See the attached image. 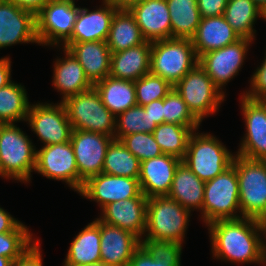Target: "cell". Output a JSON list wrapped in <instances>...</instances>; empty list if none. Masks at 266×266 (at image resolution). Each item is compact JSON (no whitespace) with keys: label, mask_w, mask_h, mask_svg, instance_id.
I'll return each instance as SVG.
<instances>
[{"label":"cell","mask_w":266,"mask_h":266,"mask_svg":"<svg viewBox=\"0 0 266 266\" xmlns=\"http://www.w3.org/2000/svg\"><path fill=\"white\" fill-rule=\"evenodd\" d=\"M14 261L12 259L0 256V266H13Z\"/></svg>","instance_id":"obj_50"},{"label":"cell","mask_w":266,"mask_h":266,"mask_svg":"<svg viewBox=\"0 0 266 266\" xmlns=\"http://www.w3.org/2000/svg\"><path fill=\"white\" fill-rule=\"evenodd\" d=\"M171 19V38L192 39L201 21L197 0H166Z\"/></svg>","instance_id":"obj_33"},{"label":"cell","mask_w":266,"mask_h":266,"mask_svg":"<svg viewBox=\"0 0 266 266\" xmlns=\"http://www.w3.org/2000/svg\"><path fill=\"white\" fill-rule=\"evenodd\" d=\"M100 261V227L93 220L72 240L63 266H81Z\"/></svg>","instance_id":"obj_29"},{"label":"cell","mask_w":266,"mask_h":266,"mask_svg":"<svg viewBox=\"0 0 266 266\" xmlns=\"http://www.w3.org/2000/svg\"><path fill=\"white\" fill-rule=\"evenodd\" d=\"M139 178L100 173L89 177L79 194L95 201L100 210L107 204L131 198H147L140 189Z\"/></svg>","instance_id":"obj_14"},{"label":"cell","mask_w":266,"mask_h":266,"mask_svg":"<svg viewBox=\"0 0 266 266\" xmlns=\"http://www.w3.org/2000/svg\"><path fill=\"white\" fill-rule=\"evenodd\" d=\"M22 222L14 218L3 207H0V233L15 230Z\"/></svg>","instance_id":"obj_46"},{"label":"cell","mask_w":266,"mask_h":266,"mask_svg":"<svg viewBox=\"0 0 266 266\" xmlns=\"http://www.w3.org/2000/svg\"><path fill=\"white\" fill-rule=\"evenodd\" d=\"M15 123L0 124V176L29 183L36 164V146Z\"/></svg>","instance_id":"obj_2"},{"label":"cell","mask_w":266,"mask_h":266,"mask_svg":"<svg viewBox=\"0 0 266 266\" xmlns=\"http://www.w3.org/2000/svg\"><path fill=\"white\" fill-rule=\"evenodd\" d=\"M157 126L143 106L135 105L116 116L114 139L120 141L124 136L138 132L152 133Z\"/></svg>","instance_id":"obj_37"},{"label":"cell","mask_w":266,"mask_h":266,"mask_svg":"<svg viewBox=\"0 0 266 266\" xmlns=\"http://www.w3.org/2000/svg\"><path fill=\"white\" fill-rule=\"evenodd\" d=\"M11 62L8 56L0 58V89L12 81Z\"/></svg>","instance_id":"obj_48"},{"label":"cell","mask_w":266,"mask_h":266,"mask_svg":"<svg viewBox=\"0 0 266 266\" xmlns=\"http://www.w3.org/2000/svg\"><path fill=\"white\" fill-rule=\"evenodd\" d=\"M253 41L241 38L233 44L209 51L199 57L198 64L224 95L226 94L223 87L239 74Z\"/></svg>","instance_id":"obj_13"},{"label":"cell","mask_w":266,"mask_h":266,"mask_svg":"<svg viewBox=\"0 0 266 266\" xmlns=\"http://www.w3.org/2000/svg\"><path fill=\"white\" fill-rule=\"evenodd\" d=\"M73 129L114 137V116L103 104L95 87L66 98L63 102Z\"/></svg>","instance_id":"obj_8"},{"label":"cell","mask_w":266,"mask_h":266,"mask_svg":"<svg viewBox=\"0 0 266 266\" xmlns=\"http://www.w3.org/2000/svg\"><path fill=\"white\" fill-rule=\"evenodd\" d=\"M62 48L75 56L93 85L109 76L111 51L106 41L66 43Z\"/></svg>","instance_id":"obj_23"},{"label":"cell","mask_w":266,"mask_h":266,"mask_svg":"<svg viewBox=\"0 0 266 266\" xmlns=\"http://www.w3.org/2000/svg\"><path fill=\"white\" fill-rule=\"evenodd\" d=\"M191 212L176 200L154 196L147 200L146 229L142 239H154L183 244Z\"/></svg>","instance_id":"obj_3"},{"label":"cell","mask_w":266,"mask_h":266,"mask_svg":"<svg viewBox=\"0 0 266 266\" xmlns=\"http://www.w3.org/2000/svg\"><path fill=\"white\" fill-rule=\"evenodd\" d=\"M34 172L57 181L65 182L70 189L80 192L84 180L79 176L71 142L42 146L36 150Z\"/></svg>","instance_id":"obj_11"},{"label":"cell","mask_w":266,"mask_h":266,"mask_svg":"<svg viewBox=\"0 0 266 266\" xmlns=\"http://www.w3.org/2000/svg\"><path fill=\"white\" fill-rule=\"evenodd\" d=\"M148 198H131L107 204L98 218L105 224L128 230L144 238Z\"/></svg>","instance_id":"obj_19"},{"label":"cell","mask_w":266,"mask_h":266,"mask_svg":"<svg viewBox=\"0 0 266 266\" xmlns=\"http://www.w3.org/2000/svg\"><path fill=\"white\" fill-rule=\"evenodd\" d=\"M141 162L121 141L113 140L107 148L102 173L139 178Z\"/></svg>","instance_id":"obj_35"},{"label":"cell","mask_w":266,"mask_h":266,"mask_svg":"<svg viewBox=\"0 0 266 266\" xmlns=\"http://www.w3.org/2000/svg\"><path fill=\"white\" fill-rule=\"evenodd\" d=\"M75 3V0H50L41 8L36 14L39 45L59 47L71 39L80 9Z\"/></svg>","instance_id":"obj_10"},{"label":"cell","mask_w":266,"mask_h":266,"mask_svg":"<svg viewBox=\"0 0 266 266\" xmlns=\"http://www.w3.org/2000/svg\"><path fill=\"white\" fill-rule=\"evenodd\" d=\"M182 246L178 242L141 239L128 266H181Z\"/></svg>","instance_id":"obj_27"},{"label":"cell","mask_w":266,"mask_h":266,"mask_svg":"<svg viewBox=\"0 0 266 266\" xmlns=\"http://www.w3.org/2000/svg\"><path fill=\"white\" fill-rule=\"evenodd\" d=\"M113 140L111 136L73 129L70 142L79 176L84 181L102 173L106 151Z\"/></svg>","instance_id":"obj_16"},{"label":"cell","mask_w":266,"mask_h":266,"mask_svg":"<svg viewBox=\"0 0 266 266\" xmlns=\"http://www.w3.org/2000/svg\"><path fill=\"white\" fill-rule=\"evenodd\" d=\"M173 88L200 122L218 112L226 97L199 64Z\"/></svg>","instance_id":"obj_9"},{"label":"cell","mask_w":266,"mask_h":266,"mask_svg":"<svg viewBox=\"0 0 266 266\" xmlns=\"http://www.w3.org/2000/svg\"><path fill=\"white\" fill-rule=\"evenodd\" d=\"M33 235L23 223L11 232L0 233V256L15 262L39 240Z\"/></svg>","instance_id":"obj_38"},{"label":"cell","mask_w":266,"mask_h":266,"mask_svg":"<svg viewBox=\"0 0 266 266\" xmlns=\"http://www.w3.org/2000/svg\"><path fill=\"white\" fill-rule=\"evenodd\" d=\"M264 259H265V266H266V254H264Z\"/></svg>","instance_id":"obj_56"},{"label":"cell","mask_w":266,"mask_h":266,"mask_svg":"<svg viewBox=\"0 0 266 266\" xmlns=\"http://www.w3.org/2000/svg\"><path fill=\"white\" fill-rule=\"evenodd\" d=\"M240 107L245 122L237 155L251 160L266 159V107L259 101L240 96Z\"/></svg>","instance_id":"obj_15"},{"label":"cell","mask_w":266,"mask_h":266,"mask_svg":"<svg viewBox=\"0 0 266 266\" xmlns=\"http://www.w3.org/2000/svg\"><path fill=\"white\" fill-rule=\"evenodd\" d=\"M64 56L54 61L53 88L60 92L61 102L66 98L85 92L94 85L88 80L85 71L75 56L62 48Z\"/></svg>","instance_id":"obj_24"},{"label":"cell","mask_w":266,"mask_h":266,"mask_svg":"<svg viewBox=\"0 0 266 266\" xmlns=\"http://www.w3.org/2000/svg\"><path fill=\"white\" fill-rule=\"evenodd\" d=\"M21 9L30 11L35 15L50 0H9Z\"/></svg>","instance_id":"obj_47"},{"label":"cell","mask_w":266,"mask_h":266,"mask_svg":"<svg viewBox=\"0 0 266 266\" xmlns=\"http://www.w3.org/2000/svg\"><path fill=\"white\" fill-rule=\"evenodd\" d=\"M136 102L139 106L148 105L150 102L163 99L173 86L163 78L148 73L134 81Z\"/></svg>","instance_id":"obj_40"},{"label":"cell","mask_w":266,"mask_h":266,"mask_svg":"<svg viewBox=\"0 0 266 266\" xmlns=\"http://www.w3.org/2000/svg\"><path fill=\"white\" fill-rule=\"evenodd\" d=\"M129 10L146 41L171 38V19L166 0H143Z\"/></svg>","instance_id":"obj_21"},{"label":"cell","mask_w":266,"mask_h":266,"mask_svg":"<svg viewBox=\"0 0 266 266\" xmlns=\"http://www.w3.org/2000/svg\"><path fill=\"white\" fill-rule=\"evenodd\" d=\"M264 21H266V12L264 13Z\"/></svg>","instance_id":"obj_55"},{"label":"cell","mask_w":266,"mask_h":266,"mask_svg":"<svg viewBox=\"0 0 266 266\" xmlns=\"http://www.w3.org/2000/svg\"><path fill=\"white\" fill-rule=\"evenodd\" d=\"M259 101L266 107V94L262 96Z\"/></svg>","instance_id":"obj_54"},{"label":"cell","mask_w":266,"mask_h":266,"mask_svg":"<svg viewBox=\"0 0 266 266\" xmlns=\"http://www.w3.org/2000/svg\"><path fill=\"white\" fill-rule=\"evenodd\" d=\"M103 1L112 5L116 9L129 10L136 3L142 2L143 0H103Z\"/></svg>","instance_id":"obj_49"},{"label":"cell","mask_w":266,"mask_h":266,"mask_svg":"<svg viewBox=\"0 0 266 266\" xmlns=\"http://www.w3.org/2000/svg\"><path fill=\"white\" fill-rule=\"evenodd\" d=\"M200 213L205 227L217 220L241 218L238 179L233 165L214 179L205 182Z\"/></svg>","instance_id":"obj_7"},{"label":"cell","mask_w":266,"mask_h":266,"mask_svg":"<svg viewBox=\"0 0 266 266\" xmlns=\"http://www.w3.org/2000/svg\"><path fill=\"white\" fill-rule=\"evenodd\" d=\"M30 105L25 86L12 80L0 89V124L26 121Z\"/></svg>","instance_id":"obj_34"},{"label":"cell","mask_w":266,"mask_h":266,"mask_svg":"<svg viewBox=\"0 0 266 266\" xmlns=\"http://www.w3.org/2000/svg\"><path fill=\"white\" fill-rule=\"evenodd\" d=\"M100 227L101 262L107 266H128L141 239L128 230L94 220Z\"/></svg>","instance_id":"obj_18"},{"label":"cell","mask_w":266,"mask_h":266,"mask_svg":"<svg viewBox=\"0 0 266 266\" xmlns=\"http://www.w3.org/2000/svg\"><path fill=\"white\" fill-rule=\"evenodd\" d=\"M198 61L192 39L170 38L152 42L150 73L167 80L172 86Z\"/></svg>","instance_id":"obj_5"},{"label":"cell","mask_w":266,"mask_h":266,"mask_svg":"<svg viewBox=\"0 0 266 266\" xmlns=\"http://www.w3.org/2000/svg\"><path fill=\"white\" fill-rule=\"evenodd\" d=\"M232 165L236 168L239 186L241 218L266 219V163L251 160L235 153Z\"/></svg>","instance_id":"obj_6"},{"label":"cell","mask_w":266,"mask_h":266,"mask_svg":"<svg viewBox=\"0 0 266 266\" xmlns=\"http://www.w3.org/2000/svg\"><path fill=\"white\" fill-rule=\"evenodd\" d=\"M120 141L140 162L163 154L152 133H133Z\"/></svg>","instance_id":"obj_41"},{"label":"cell","mask_w":266,"mask_h":266,"mask_svg":"<svg viewBox=\"0 0 266 266\" xmlns=\"http://www.w3.org/2000/svg\"><path fill=\"white\" fill-rule=\"evenodd\" d=\"M241 39L225 20L224 16L201 18L192 43L197 57L233 44Z\"/></svg>","instance_id":"obj_25"},{"label":"cell","mask_w":266,"mask_h":266,"mask_svg":"<svg viewBox=\"0 0 266 266\" xmlns=\"http://www.w3.org/2000/svg\"><path fill=\"white\" fill-rule=\"evenodd\" d=\"M23 43L39 45L36 15L9 0H0V49Z\"/></svg>","instance_id":"obj_17"},{"label":"cell","mask_w":266,"mask_h":266,"mask_svg":"<svg viewBox=\"0 0 266 266\" xmlns=\"http://www.w3.org/2000/svg\"><path fill=\"white\" fill-rule=\"evenodd\" d=\"M205 182L181 162L174 174L168 197L176 200L185 209L202 211Z\"/></svg>","instance_id":"obj_28"},{"label":"cell","mask_w":266,"mask_h":266,"mask_svg":"<svg viewBox=\"0 0 266 266\" xmlns=\"http://www.w3.org/2000/svg\"><path fill=\"white\" fill-rule=\"evenodd\" d=\"M40 239L30 247L19 259H17L13 266H43L42 251Z\"/></svg>","instance_id":"obj_44"},{"label":"cell","mask_w":266,"mask_h":266,"mask_svg":"<svg viewBox=\"0 0 266 266\" xmlns=\"http://www.w3.org/2000/svg\"><path fill=\"white\" fill-rule=\"evenodd\" d=\"M145 41L130 10L117 9L106 40L111 53L138 46Z\"/></svg>","instance_id":"obj_31"},{"label":"cell","mask_w":266,"mask_h":266,"mask_svg":"<svg viewBox=\"0 0 266 266\" xmlns=\"http://www.w3.org/2000/svg\"><path fill=\"white\" fill-rule=\"evenodd\" d=\"M193 131L189 126L161 123L152 134L163 154L172 155L183 160L186 155L189 137Z\"/></svg>","instance_id":"obj_36"},{"label":"cell","mask_w":266,"mask_h":266,"mask_svg":"<svg viewBox=\"0 0 266 266\" xmlns=\"http://www.w3.org/2000/svg\"><path fill=\"white\" fill-rule=\"evenodd\" d=\"M116 8L102 0L95 10L80 7L71 39L67 43L106 41Z\"/></svg>","instance_id":"obj_22"},{"label":"cell","mask_w":266,"mask_h":266,"mask_svg":"<svg viewBox=\"0 0 266 266\" xmlns=\"http://www.w3.org/2000/svg\"><path fill=\"white\" fill-rule=\"evenodd\" d=\"M181 162L179 158L168 154L142 161L138 179L141 192L147 198L168 195Z\"/></svg>","instance_id":"obj_20"},{"label":"cell","mask_w":266,"mask_h":266,"mask_svg":"<svg viewBox=\"0 0 266 266\" xmlns=\"http://www.w3.org/2000/svg\"><path fill=\"white\" fill-rule=\"evenodd\" d=\"M43 146L70 141L73 131L63 103L31 104L26 121Z\"/></svg>","instance_id":"obj_12"},{"label":"cell","mask_w":266,"mask_h":266,"mask_svg":"<svg viewBox=\"0 0 266 266\" xmlns=\"http://www.w3.org/2000/svg\"><path fill=\"white\" fill-rule=\"evenodd\" d=\"M253 2L265 13L266 12V0H253Z\"/></svg>","instance_id":"obj_51"},{"label":"cell","mask_w":266,"mask_h":266,"mask_svg":"<svg viewBox=\"0 0 266 266\" xmlns=\"http://www.w3.org/2000/svg\"><path fill=\"white\" fill-rule=\"evenodd\" d=\"M250 88L243 91V96L248 99L259 100L266 94V51L262 63L257 67L250 79Z\"/></svg>","instance_id":"obj_42"},{"label":"cell","mask_w":266,"mask_h":266,"mask_svg":"<svg viewBox=\"0 0 266 266\" xmlns=\"http://www.w3.org/2000/svg\"><path fill=\"white\" fill-rule=\"evenodd\" d=\"M214 259L225 262L256 263L264 266V229L253 218L217 220L207 225Z\"/></svg>","instance_id":"obj_1"},{"label":"cell","mask_w":266,"mask_h":266,"mask_svg":"<svg viewBox=\"0 0 266 266\" xmlns=\"http://www.w3.org/2000/svg\"><path fill=\"white\" fill-rule=\"evenodd\" d=\"M143 108L149 112L152 121H155L157 125L164 123L163 99L154 100Z\"/></svg>","instance_id":"obj_45"},{"label":"cell","mask_w":266,"mask_h":266,"mask_svg":"<svg viewBox=\"0 0 266 266\" xmlns=\"http://www.w3.org/2000/svg\"><path fill=\"white\" fill-rule=\"evenodd\" d=\"M152 42L144 43L111 53L110 76L114 78L136 81L150 73Z\"/></svg>","instance_id":"obj_26"},{"label":"cell","mask_w":266,"mask_h":266,"mask_svg":"<svg viewBox=\"0 0 266 266\" xmlns=\"http://www.w3.org/2000/svg\"><path fill=\"white\" fill-rule=\"evenodd\" d=\"M81 266H107V265L100 261L97 263L86 264V265H81Z\"/></svg>","instance_id":"obj_53"},{"label":"cell","mask_w":266,"mask_h":266,"mask_svg":"<svg viewBox=\"0 0 266 266\" xmlns=\"http://www.w3.org/2000/svg\"><path fill=\"white\" fill-rule=\"evenodd\" d=\"M225 20L241 38L255 39L258 18L264 19V12L253 0H228L223 13Z\"/></svg>","instance_id":"obj_32"},{"label":"cell","mask_w":266,"mask_h":266,"mask_svg":"<svg viewBox=\"0 0 266 266\" xmlns=\"http://www.w3.org/2000/svg\"><path fill=\"white\" fill-rule=\"evenodd\" d=\"M228 0H197L201 18L222 16Z\"/></svg>","instance_id":"obj_43"},{"label":"cell","mask_w":266,"mask_h":266,"mask_svg":"<svg viewBox=\"0 0 266 266\" xmlns=\"http://www.w3.org/2000/svg\"><path fill=\"white\" fill-rule=\"evenodd\" d=\"M264 229V254H266V219L262 221Z\"/></svg>","instance_id":"obj_52"},{"label":"cell","mask_w":266,"mask_h":266,"mask_svg":"<svg viewBox=\"0 0 266 266\" xmlns=\"http://www.w3.org/2000/svg\"><path fill=\"white\" fill-rule=\"evenodd\" d=\"M103 104L114 115L137 105L134 81L108 76L94 85Z\"/></svg>","instance_id":"obj_30"},{"label":"cell","mask_w":266,"mask_h":266,"mask_svg":"<svg viewBox=\"0 0 266 266\" xmlns=\"http://www.w3.org/2000/svg\"><path fill=\"white\" fill-rule=\"evenodd\" d=\"M194 130L189 137L186 155L182 162L202 181L214 179L232 165L235 153L216 136Z\"/></svg>","instance_id":"obj_4"},{"label":"cell","mask_w":266,"mask_h":266,"mask_svg":"<svg viewBox=\"0 0 266 266\" xmlns=\"http://www.w3.org/2000/svg\"><path fill=\"white\" fill-rule=\"evenodd\" d=\"M163 111L164 123L189 126L193 130L200 128L201 122L188 109L187 104L174 88L163 98Z\"/></svg>","instance_id":"obj_39"}]
</instances>
